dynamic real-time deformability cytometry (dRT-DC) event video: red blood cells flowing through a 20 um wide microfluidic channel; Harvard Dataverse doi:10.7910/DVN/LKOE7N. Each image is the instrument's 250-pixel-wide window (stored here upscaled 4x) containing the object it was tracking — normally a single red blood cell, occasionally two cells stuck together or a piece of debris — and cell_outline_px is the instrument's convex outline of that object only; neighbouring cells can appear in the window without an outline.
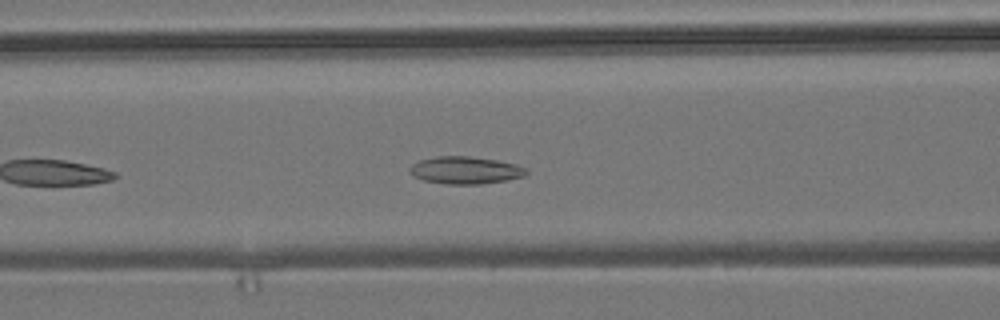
{"species": "common noctule bat (a hibernating species)", "species_latin": "Nyctalus noctula", "temperature_condition": "room temperature", "stored_images_in_passage": 28, "camera_frame_rate_fps": 3000, "um_per_image_px": 0.085, "animal": {"sex": "male", "body_mass_g": 19.2, "forearm_length_mm": 51.8}, "frame": {"image": 1, "passage_image": 9, "time_ms": 2.667, "image_size_px": [1000, 320], "cell_outline_px": [[528, 172], [524, 176], [508, 180], [480, 184], [448, 184], [424, 180], [412, 176], [408, 172], [408, 168], [412, 164], [420, 160], [436, 156], [468, 156], [496, 160], [516, 164], [528, 168]], "centroid_in_image_um": [39.55, 14.47], "position_along_channel_um": 127.1, "area_um2": 18.73}}
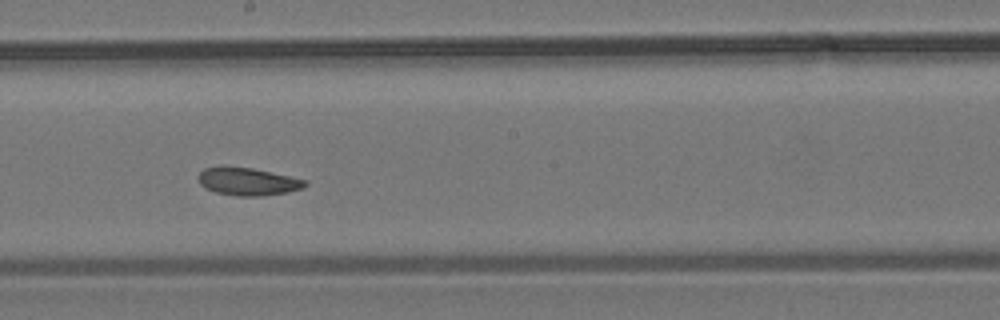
{"frame": {"image": 2, "passage_image": 17, "time_ms": 5.333, "image_size_px": [1000, 320], "cell_outline_px": [[308, 184], [304, 188], [288, 192], [260, 196], [236, 196], [216, 192], [204, 188], [200, 184], [196, 176], [204, 168], [220, 164], [224, 164], [252, 168], [308, 180]], "centroid_in_image_um": [21.01, 15.4], "position_along_channel_um": 227.2, "area_um2": 17.8}}
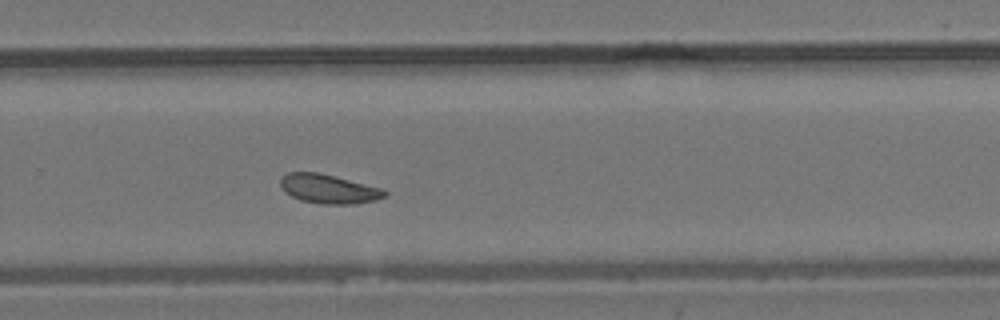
{"frame": {"image": 3, "passage_image": 23, "time_ms": 7.333, "image_size_px": [1000, 320], "cell_outline_px": [[388, 196], [376, 200], [356, 204], [324, 204], [300, 200], [284, 192], [280, 184], [280, 180], [288, 172], [316, 172], [384, 188], [388, 192]], "centroid_in_image_um": [27.98, 16.07], "position_along_channel_um": 301.8, "area_um2": 17.74}, "authors_computed_cell_mechanics": {"area_um2": 17.8024, "velocity_mm_per_s": 3.7491, "shape_relaxation_time_tau1_ms": null, "shape_relaxation_time_tau2_ms": 2.691, "deformation_change_tau1": null, "deformation_change_tau2": 0.0873}}